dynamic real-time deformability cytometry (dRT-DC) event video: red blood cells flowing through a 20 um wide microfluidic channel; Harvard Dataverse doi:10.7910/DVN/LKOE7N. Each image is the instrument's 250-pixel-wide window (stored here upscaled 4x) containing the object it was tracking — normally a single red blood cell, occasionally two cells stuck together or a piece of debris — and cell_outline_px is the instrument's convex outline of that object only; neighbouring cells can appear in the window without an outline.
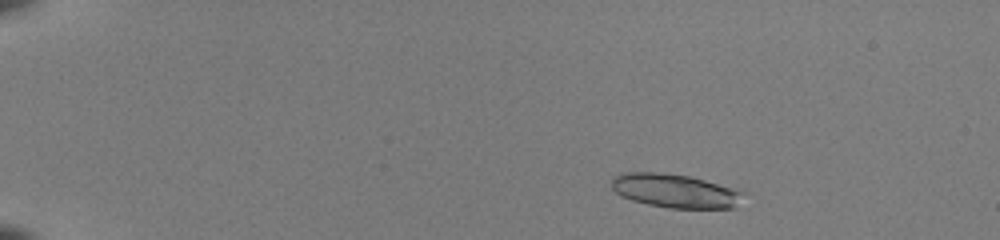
{"species": "common noctule bat (a hibernating species)", "species_latin": "Nyctalus noctula", "temperature_condition": "room temperature", "stored_images_in_passage": 13, "camera_frame_rate_fps": 3000, "um_per_image_px": 0.085, "animal": {"sex": "female", "body_mass_g": 22.0, "forearm_length_mm": 56.7}, "frame": {"image": 1, "passage_image": 6, "time_ms": 1.667, "image_size_px": [1000, 240], "cell_outline_px": [[744, 192], [736, 208], [668, 208], [648, 204], [632, 200], [620, 196], [612, 188], [612, 176], [620, 172], [656, 172], [688, 176], [704, 180]], "centroid_in_image_um": [57.31, 16.22], "position_along_channel_um": 27.7, "area_um2": 25.78}}